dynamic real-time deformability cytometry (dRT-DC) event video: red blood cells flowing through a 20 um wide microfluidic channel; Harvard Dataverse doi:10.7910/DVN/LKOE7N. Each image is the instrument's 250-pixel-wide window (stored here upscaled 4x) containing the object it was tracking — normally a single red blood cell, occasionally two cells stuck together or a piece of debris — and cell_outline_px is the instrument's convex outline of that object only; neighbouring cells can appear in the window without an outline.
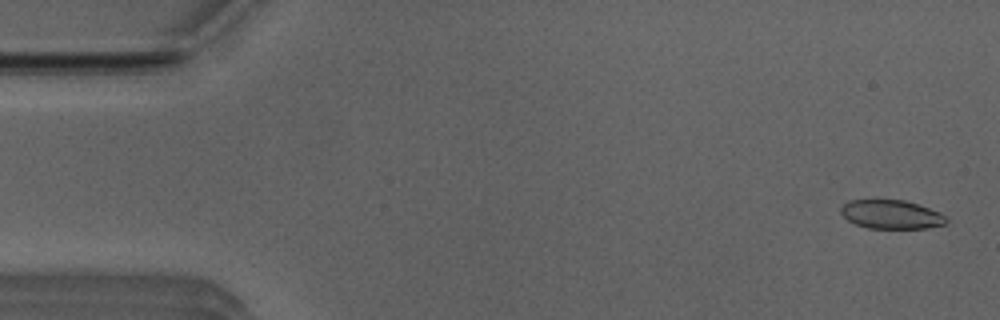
{"species": "Egyptian fruit bat (a non-hibernating species)", "species_latin": "Rousettus aegyptiacus", "temperature_condition": "room temperature", "stored_images_in_passage": 39, "camera_frame_rate_fps": 3000, "um_per_image_px": 0.085, "animal": {"sex": "male"}, "frame": {"image": 1, "passage_image": 2, "time_ms": 0.333, "image_size_px": [1000, 320], "cell_outline_px": [[948, 220], [944, 224], [928, 228], [868, 228], [856, 224], [848, 220], [840, 212], [840, 208], [848, 200], [904, 200], [940, 212], [948, 216]], "centroid_in_image_um": [75.77, 18.23], "position_along_channel_um": 9.2, "area_um2": 17.63}}
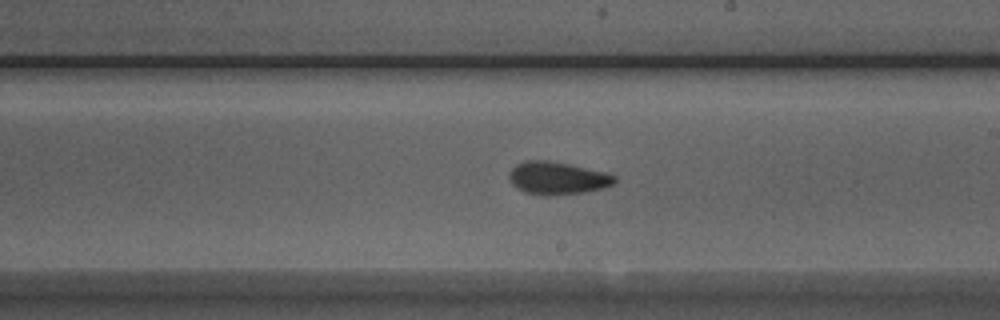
{"frame": {"image": 2, "passage_image": 29, "time_ms": 9.333, "image_size_px": [1000, 320], "cell_outline_px": [[616, 184], [604, 188], [584, 192], [548, 196], [544, 196], [524, 192], [516, 188], [512, 184], [508, 176], [508, 172], [516, 164], [524, 160], [548, 160], [568, 164], [604, 172], [616, 176]], "centroid_in_image_um": [47.35, 15.15], "position_along_channel_um": 241.6, "area_um2": 20.29}}
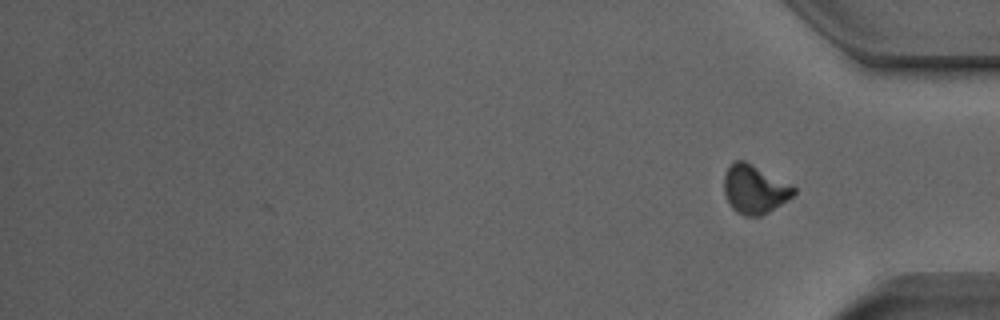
{"frame": {"image": 3, "passage_image": 39, "time_ms": 12.667, "image_size_px": [1000, 320], "cell_outline_px": [[796, 192], [792, 196], [768, 212], [760, 216], [744, 216], [736, 212], [728, 204], [724, 192], [724, 176], [728, 168], [736, 160], [744, 160], [792, 184], [796, 188]], "centroid_in_image_um": [64.13, 16.09], "position_along_channel_um": 371.1, "area_um2": 19.71}, "authors_computed_cell_mechanics": {"area_um2": 19.363, "velocity_mm_per_s": 3.9764, "shape_relaxation_time_tau1_ms": 6.4889, "shape_relaxation_time_tau2_ms": 1.9042, "deformation_change_tau1": 0.1594, "deformation_change_tau2": 0.0647}}